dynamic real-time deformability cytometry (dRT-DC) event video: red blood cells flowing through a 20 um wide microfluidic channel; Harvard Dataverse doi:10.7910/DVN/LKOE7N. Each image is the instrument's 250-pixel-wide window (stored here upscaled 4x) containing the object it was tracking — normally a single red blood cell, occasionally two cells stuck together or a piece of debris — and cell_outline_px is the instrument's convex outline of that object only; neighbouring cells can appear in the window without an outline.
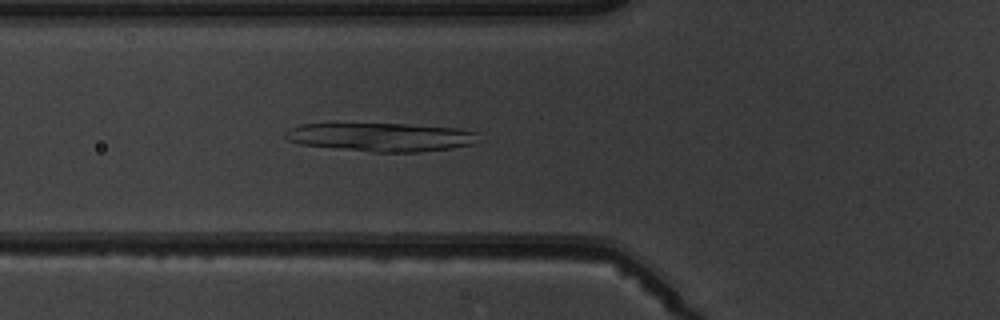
{"species": "common noctule bat (a hibernating species)", "species_latin": "Nyctalus noctula", "temperature_condition": "warm", "stored_images_in_passage": 2, "camera_frame_rate_fps": 3000, "um_per_image_px": 0.085, "animal": {"sex": "male", "body_mass_g": 19.5, "forearm_length_mm": 54.6}, "frame": {"image": 1, "passage_image": 2, "time_ms": 1.0, "image_size_px": [1000, 320], "cell_outline_px": [[476, 132], [472, 144], [452, 148], [416, 152], [376, 152], [300, 144], [288, 140], [284, 136], [284, 132], [288, 128], [300, 124], [408, 124], [456, 128]], "centroid_in_image_um": [32.32, 11.64], "position_along_channel_um": 93.5, "area_um2": 31.67}}